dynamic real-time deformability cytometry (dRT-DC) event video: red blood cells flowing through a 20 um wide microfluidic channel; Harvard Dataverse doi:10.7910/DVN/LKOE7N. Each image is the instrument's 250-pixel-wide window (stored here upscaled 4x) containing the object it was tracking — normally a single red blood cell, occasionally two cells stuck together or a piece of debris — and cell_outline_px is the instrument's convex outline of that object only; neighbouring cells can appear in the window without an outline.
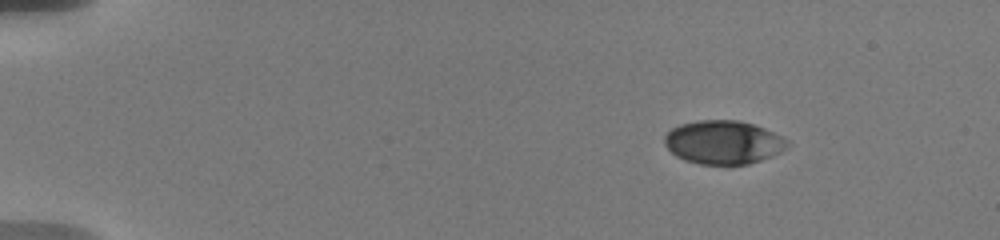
{"species": "human", "species_latin": "Homo sapiens", "temperature_condition": "warm", "stored_images_in_passage": 77, "camera_frame_rate_fps": 3000, "um_per_image_px": 0.085, "donor": {"sex": "male"}, "frame": {"image": 1, "passage_image": 1, "time_ms": 0.0, "image_size_px": [1000, 240], "cell_outline_px": [[792, 144], [788, 148], [772, 156], [748, 164], [700, 164], [684, 160], [676, 156], [664, 144], [664, 136], [672, 128], [680, 124], [700, 120], [740, 120], [764, 128], [788, 140]], "centroid_in_image_um": [61.5, 12.09], "position_along_channel_um": 23.5, "area_um2": 31.21}}
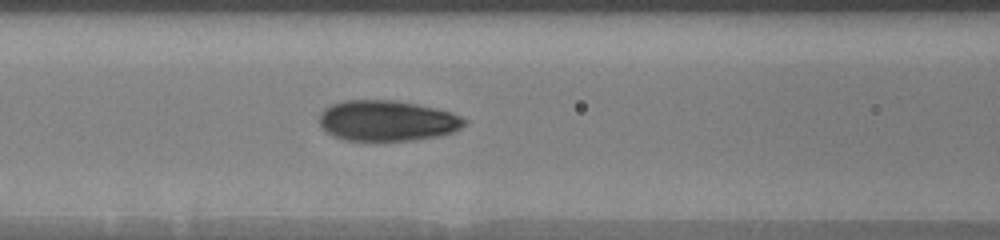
{"frame": {"image": 2, "passage_image": 26, "time_ms": 6.0, "image_size_px": [1000, 240], "cell_outline_px": [[468, 120], [460, 128], [452, 132], [440, 136], [412, 140], [344, 140], [332, 136], [320, 124], [320, 112], [324, 108], [332, 104], [344, 100], [396, 100], [436, 108], [452, 112]], "centroid_in_image_um": [32.91, 10.25], "position_along_channel_um": 133.7, "area_um2": 34.33}}
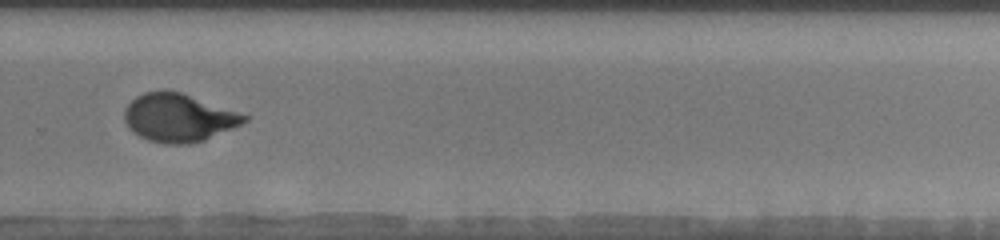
{"frame": {"image": 3, "passage_image": 46, "time_ms": 11.0, "image_size_px": [1000, 240], "cell_outline_px": [[248, 120], [232, 128], [204, 140], [188, 144], [164, 144], [148, 140], [132, 132], [128, 128], [124, 120], [124, 108], [136, 96], [144, 92], [180, 92], [248, 116]], "centroid_in_image_um": [15.12, 10.03], "position_along_channel_um": 314.7, "area_um2": 33.0}, "authors_computed_cell_mechanics": {"area_um2": 33.5818, "velocity_mm_per_s": 3.6379, "shape_relaxation_time_tau1_ms": 3.8491, "shape_relaxation_time_tau2_ms": 0.7484, "deformation_change_tau1": 0.1789, "deformation_change_tau2": 0.0601}}